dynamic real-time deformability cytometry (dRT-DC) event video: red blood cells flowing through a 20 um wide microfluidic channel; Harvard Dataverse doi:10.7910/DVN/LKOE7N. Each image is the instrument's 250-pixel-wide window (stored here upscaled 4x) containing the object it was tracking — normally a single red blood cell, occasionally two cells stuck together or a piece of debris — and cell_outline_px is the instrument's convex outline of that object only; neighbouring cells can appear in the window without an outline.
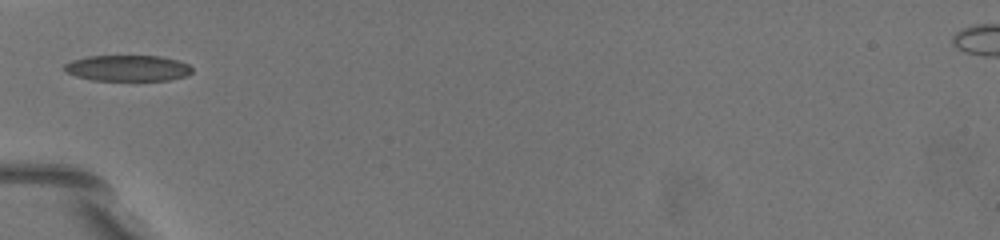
{"species": "common noctule bat (a hibernating species)", "species_latin": "Nyctalus noctula", "temperature_condition": "warm", "stored_images_in_passage": 22, "camera_frame_rate_fps": 3000, "um_per_image_px": 0.085, "animal": {"sex": "female", "body_mass_g": 19.5, "forearm_length_mm": 54.1}, "frame": {"image": 1, "passage_image": 1, "time_ms": 0.0, "image_size_px": [1000, 240], "cell_outline_px": [[192, 72], [184, 76], [168, 80], [92, 80], [76, 76], [64, 72], [64, 64], [72, 60], [88, 56], [160, 56], [176, 60], [188, 64], [192, 68]], "centroid_in_image_um": [10.81, 5.79], "position_along_channel_um": 74.2, "area_um2": 19.25}}
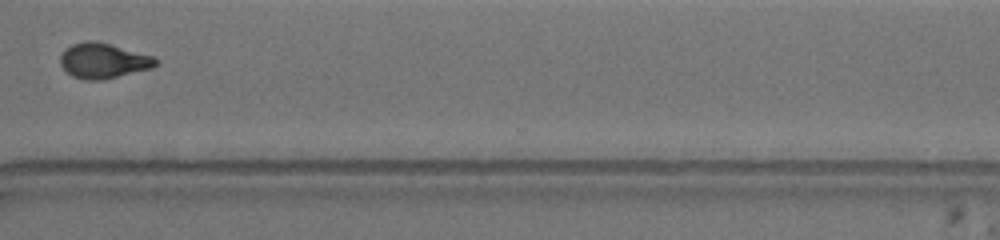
{"frame": {"image": 2, "passage_image": 13, "time_ms": 8.0, "image_size_px": [1000, 240], "cell_outline_px": [[156, 64], [152, 68], [104, 80], [84, 80], [72, 76], [60, 64], [60, 56], [72, 44], [84, 40], [96, 40], [152, 56], [156, 60]], "centroid_in_image_um": [8.76, 5.16], "position_along_channel_um": 361.8, "area_um2": 19.42}}
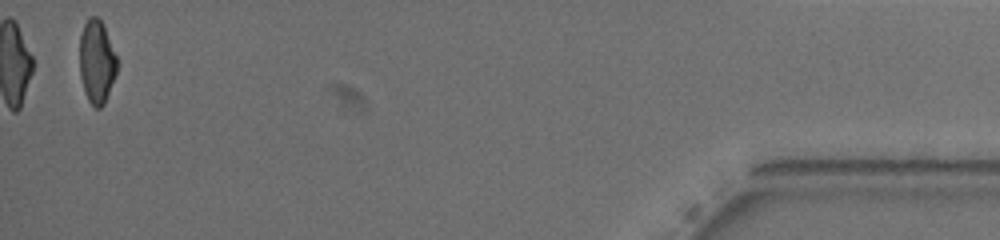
{"frame": {"image": 3, "passage_image": 22, "time_ms": 12.0, "image_size_px": [1000, 240], "cell_outline_px": [[116, 72], [104, 104], [100, 108], [96, 108], [88, 100], [84, 92], [80, 76], [80, 36], [84, 24], [88, 16], [96, 16], [104, 24], [116, 56]], "centroid_in_image_um": [8.2, 5.22], "position_along_channel_um": 427.0, "area_um2": 18.03}, "authors_computed_cell_mechanics": {"area_um2": 19.3341, "velocity_mm_per_s": 3.588, "shape_relaxation_time_tau1_ms": null, "shape_relaxation_time_tau2_ms": 1.4559, "deformation_change_tau1": null, "deformation_change_tau2": 0.0573}}